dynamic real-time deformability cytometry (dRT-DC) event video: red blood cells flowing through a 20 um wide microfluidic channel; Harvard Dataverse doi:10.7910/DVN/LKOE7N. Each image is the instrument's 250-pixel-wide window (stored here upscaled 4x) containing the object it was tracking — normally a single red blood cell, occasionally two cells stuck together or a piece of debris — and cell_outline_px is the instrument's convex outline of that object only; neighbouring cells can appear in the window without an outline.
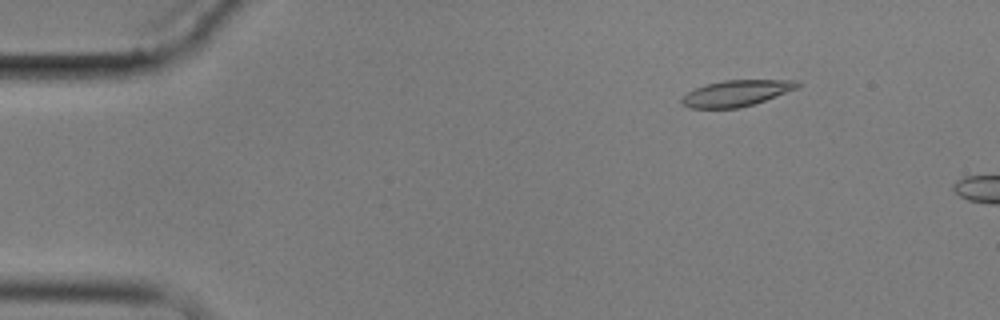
{"species": "common noctule bat (a hibernating species)", "species_latin": "Nyctalus noctula", "temperature_condition": "cold", "stored_images_in_passage": 5, "camera_frame_rate_fps": 3000, "um_per_image_px": 0.085, "animal": {"sex": "male", "body_mass_g": 17.9}, "frame": {"image": 1, "passage_image": 3, "time_ms": 2.333, "image_size_px": [1000, 320], "cell_outline_px": [[804, 84], [800, 88], [740, 108], [688, 108], [680, 100], [688, 92], [696, 88], [708, 84], [724, 80], [796, 80]], "centroid_in_image_um": [62.66, 7.91], "position_along_channel_um": 22.3, "area_um2": 17.51}}